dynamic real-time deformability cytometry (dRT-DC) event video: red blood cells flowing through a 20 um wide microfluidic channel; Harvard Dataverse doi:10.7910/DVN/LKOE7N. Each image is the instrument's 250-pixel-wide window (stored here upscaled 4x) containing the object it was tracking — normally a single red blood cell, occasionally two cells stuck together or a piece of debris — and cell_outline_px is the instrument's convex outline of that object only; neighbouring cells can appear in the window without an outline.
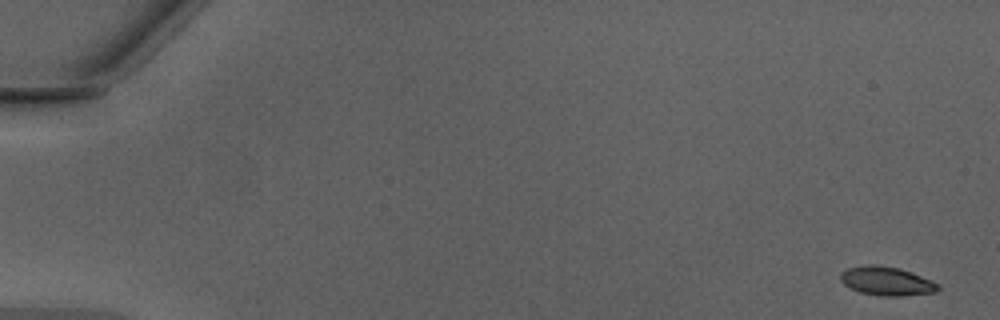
{"species": "Egyptian fruit bat (a non-hibernating species)", "species_latin": "Rousettus aegyptiacus", "temperature_condition": "warm", "stored_images_in_passage": 48, "camera_frame_rate_fps": 3000, "um_per_image_px": 0.085, "animal": {"sex": "male"}, "frame": {"image": 1, "passage_image": 1, "time_ms": 0.0, "image_size_px": [1000, 320], "cell_outline_px": [[940, 288], [936, 292], [900, 296], [880, 296], [860, 292], [844, 284], [840, 280], [840, 272], [848, 268], [864, 264], [876, 264], [900, 268], [912, 272], [932, 280], [940, 284]], "centroid_in_image_um": [75.37, 23.88], "position_along_channel_um": 9.6, "area_um2": 16.59}}
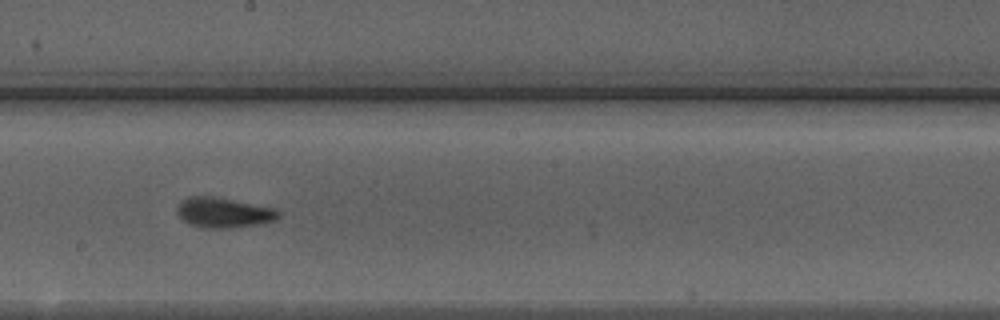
{"frame": {"image": 2, "passage_image": 28, "time_ms": 9.0, "image_size_px": [1000, 320], "cell_outline_px": [[280, 216], [276, 220], [256, 224], [224, 228], [204, 228], [192, 224], [184, 220], [180, 216], [176, 208], [180, 200], [188, 196], [216, 196], [276, 208], [280, 212]], "centroid_in_image_um": [19.01, 18.04], "position_along_channel_um": 229.2, "area_um2": 17.8}}
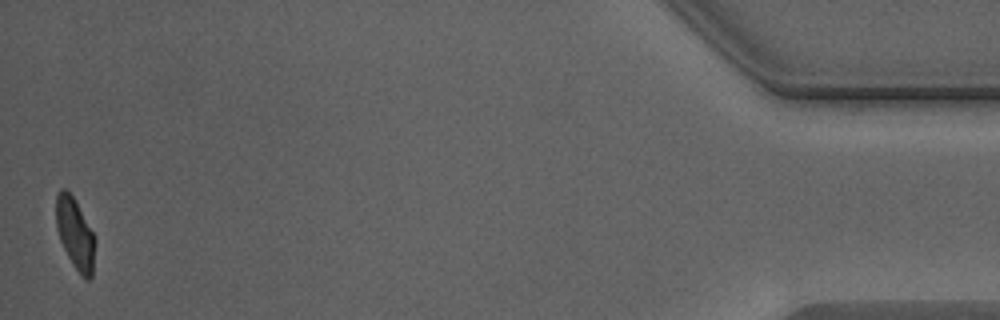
{"frame": {"image": 3, "passage_image": 48, "time_ms": 15.667, "image_size_px": [1000, 320], "cell_outline_px": [[92, 276], [88, 280], [84, 280], [72, 264], [60, 240], [56, 224], [56, 196], [60, 188], [64, 188], [76, 200], [92, 232]], "centroid_in_image_um": [6.33, 19.83], "position_along_channel_um": 428.9, "area_um2": 15.49}, "authors_computed_cell_mechanics": {"area_um2": 16.8776, "velocity_mm_per_s": 4.298, "shape_relaxation_time_tau1_ms": 2.8996, "shape_relaxation_time_tau2_ms": 1.1888, "deformation_change_tau1": 0.1397, "deformation_change_tau2": 0.0576}}